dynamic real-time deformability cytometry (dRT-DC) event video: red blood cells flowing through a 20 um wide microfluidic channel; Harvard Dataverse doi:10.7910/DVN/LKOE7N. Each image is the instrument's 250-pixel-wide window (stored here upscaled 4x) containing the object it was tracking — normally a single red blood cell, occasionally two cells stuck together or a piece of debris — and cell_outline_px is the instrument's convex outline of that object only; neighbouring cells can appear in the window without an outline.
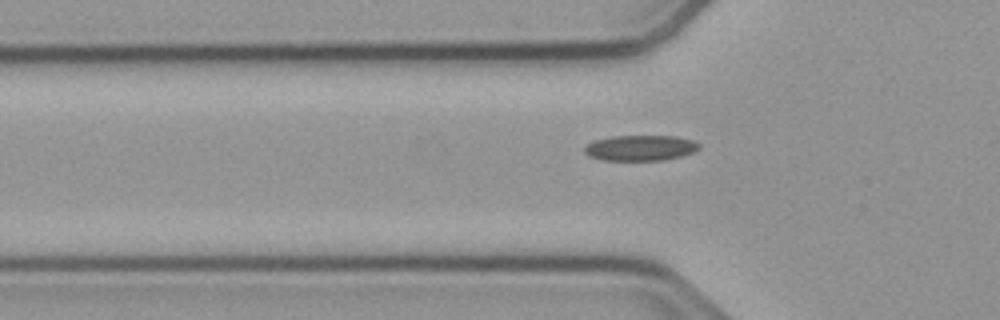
{"species": "common noctule bat (a hibernating species)", "species_latin": "Nyctalus noctula", "temperature_condition": "cold", "stored_images_in_passage": 36, "camera_frame_rate_fps": 3000, "um_per_image_px": 0.085, "animal": {"sex": "male", "body_mass_g": 23.1, "forearm_length_mm": 52.7}, "frame": {"image": 1, "passage_image": 9, "time_ms": 2.667, "image_size_px": [1000, 320], "cell_outline_px": [[700, 148], [692, 152], [680, 156], [664, 160], [604, 160], [588, 156], [584, 152], [584, 148], [588, 144], [596, 140], [612, 136], [676, 136], [692, 140], [700, 144]], "centroid_in_image_um": [54.43, 12.57], "position_along_channel_um": 71.4, "area_um2": 16.94}}
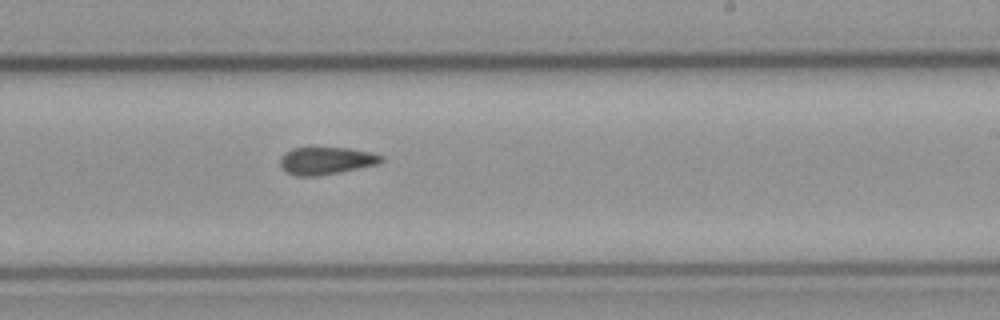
{"frame": {"image": 2, "passage_image": 24, "time_ms": 7.667, "image_size_px": [1000, 320], "cell_outline_px": [[384, 160], [380, 164], [320, 176], [296, 176], [280, 168], [280, 160], [284, 152], [292, 148], [348, 148], [368, 152], [384, 156]], "centroid_in_image_um": [27.73, 13.67], "position_along_channel_um": 261.3, "area_um2": 16.24}}
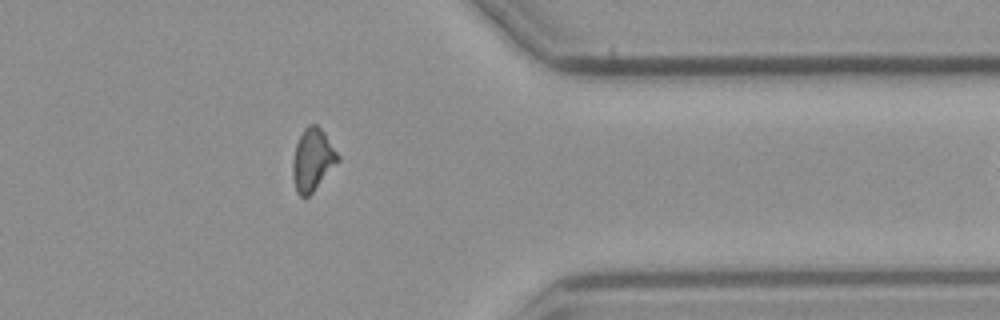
{"frame": {"image": 3, "passage_image": 35, "time_ms": 11.333, "image_size_px": [1000, 320], "cell_outline_px": [[340, 160], [312, 192], [308, 196], [300, 196], [296, 192], [292, 176], [292, 160], [296, 144], [304, 128], [308, 124], [316, 124], [324, 132], [340, 156]], "centroid_in_image_um": [26.56, 13.57], "position_along_channel_um": 384.8, "area_um2": 16.36}}